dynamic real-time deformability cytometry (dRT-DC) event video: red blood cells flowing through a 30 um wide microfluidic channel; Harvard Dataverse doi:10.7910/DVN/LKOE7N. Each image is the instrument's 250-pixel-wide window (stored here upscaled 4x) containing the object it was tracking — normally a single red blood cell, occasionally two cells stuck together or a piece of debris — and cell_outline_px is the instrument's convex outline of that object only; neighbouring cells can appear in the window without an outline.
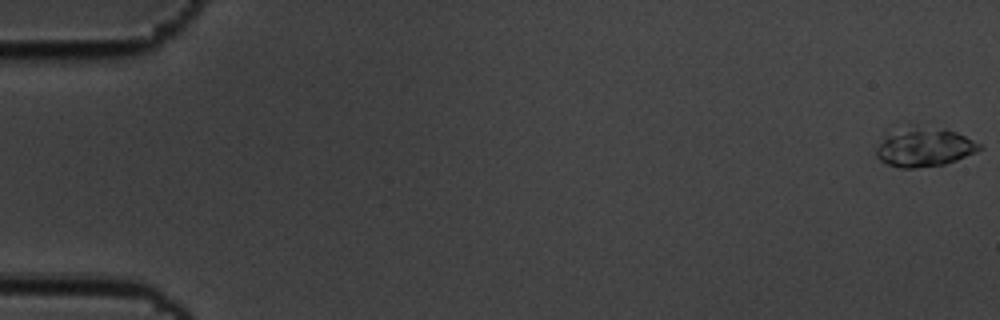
{"species": "common noctule bat (a hibernating species)", "species_latin": "Nyctalus noctula", "temperature_condition": "cold", "stored_images_in_passage": 58, "camera_frame_rate_fps": 3000, "um_per_image_px": 0.085, "animal": {"sex": "male", "body_mass_g": 19.5, "forearm_length_mm": 54.6}, "frame": {"image": 1, "passage_image": 1, "time_ms": 0.0, "image_size_px": [1000, 320], "cell_outline_px": [[984, 148], [976, 152], [956, 160], [944, 164], [912, 168], [900, 168], [888, 164], [880, 160], [876, 156], [876, 148], [888, 136], [908, 132], [944, 128], [956, 132], [980, 144]], "centroid_in_image_um": [78.66, 12.61], "position_along_channel_um": 6.3, "area_um2": 21.62}}
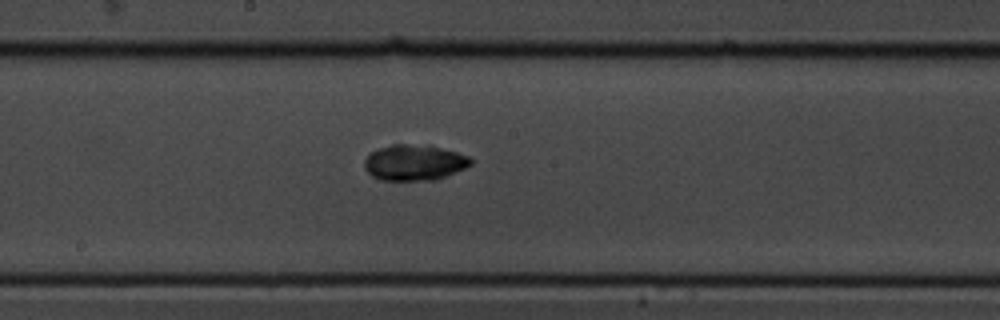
{"frame": {"image": 2, "passage_image": 32, "time_ms": 10.333, "image_size_px": [1000, 320], "cell_outline_px": [[472, 164], [448, 176], [436, 180], [380, 180], [372, 176], [364, 168], [364, 160], [372, 152], [380, 148], [392, 144], [428, 144], [456, 152], [468, 156], [472, 160]], "centroid_in_image_um": [35.22, 13.81], "position_along_channel_um": 213.0, "area_um2": 22.31}}
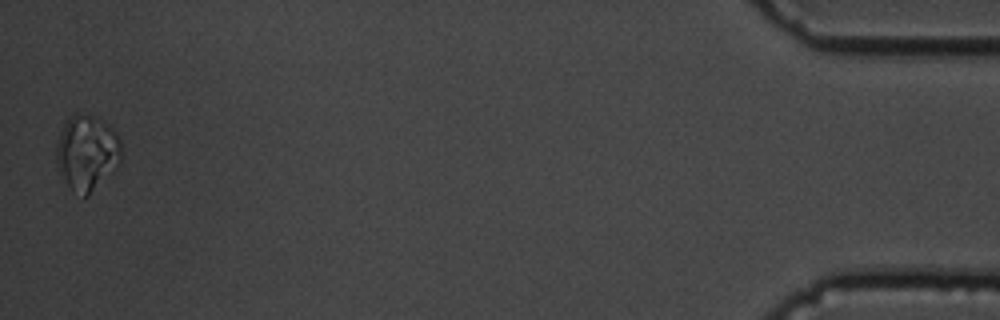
{"frame": {"image": 3, "passage_image": 58, "time_ms": 19.0, "image_size_px": [1000, 320], "cell_outline_px": [[120, 164], [84, 200], [72, 192], [60, 180], [56, 168], [56, 144], [64, 124], [72, 112], [80, 112], [96, 116], [104, 120], [120, 136]], "centroid_in_image_um": [7.35, 13.01], "position_along_channel_um": 427.9, "area_um2": 29.65}, "authors_computed_cell_mechanics": {"area_um2": 21.2415, "velocity_mm_per_s": 3.4762, "shape_relaxation_time_tau1_ms": 2.6071, "shape_relaxation_time_tau2_ms": null, "deformation_change_tau1": 0.0977, "deformation_change_tau2": null}}